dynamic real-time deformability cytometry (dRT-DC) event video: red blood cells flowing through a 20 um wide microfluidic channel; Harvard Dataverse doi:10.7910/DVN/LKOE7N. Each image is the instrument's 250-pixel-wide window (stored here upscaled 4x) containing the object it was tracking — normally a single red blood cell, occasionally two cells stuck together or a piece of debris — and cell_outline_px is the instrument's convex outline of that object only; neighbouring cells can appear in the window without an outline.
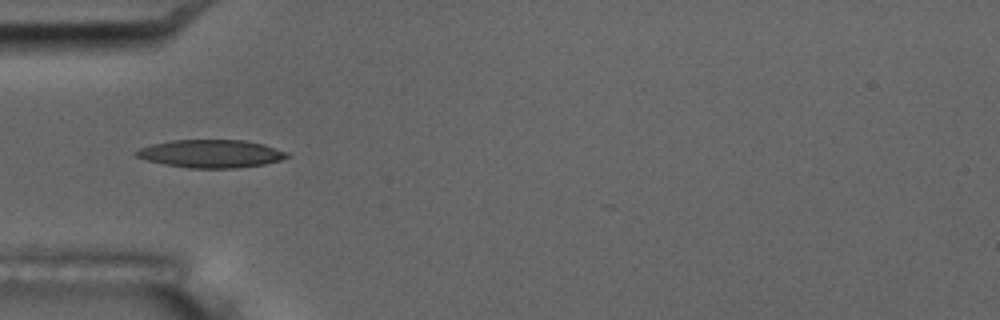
{"species": "common noctule bat (a hibernating species)", "species_latin": "Nyctalus noctula", "temperature_condition": "room temperature", "stored_images_in_passage": 6, "camera_frame_rate_fps": 3000, "um_per_image_px": 0.085, "animal": {"sex": "male", "body_mass_g": 17.5, "forearm_length_mm": 52.3}, "frame": {"image": 1, "passage_image": 4, "time_ms": 3.667, "image_size_px": [1000, 320], "cell_outline_px": [[292, 156], [280, 160], [264, 164], [236, 168], [188, 168], [164, 164], [148, 160], [136, 156], [132, 152], [140, 148], [152, 144], [172, 140], [244, 140], [264, 144], [288, 152]], "centroid_in_image_um": [17.95, 13.06], "position_along_channel_um": 67.0, "area_um2": 24.62}}